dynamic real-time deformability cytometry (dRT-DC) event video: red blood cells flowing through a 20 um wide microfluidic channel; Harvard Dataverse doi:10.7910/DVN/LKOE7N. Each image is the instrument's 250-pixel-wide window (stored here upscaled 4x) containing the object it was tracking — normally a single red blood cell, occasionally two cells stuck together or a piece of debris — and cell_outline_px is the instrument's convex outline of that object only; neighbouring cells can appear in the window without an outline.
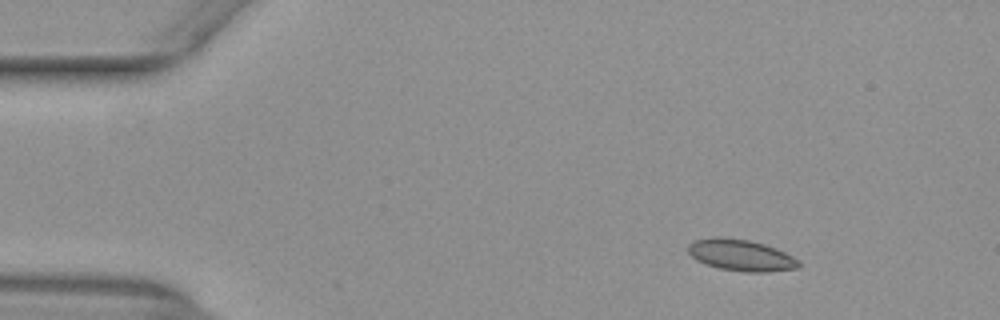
{"species": "common noctule bat (a hibernating species)", "species_latin": "Nyctalus noctula", "temperature_condition": "warm", "stored_images_in_passage": 47, "camera_frame_rate_fps": 3000, "um_per_image_px": 0.085, "animal": {"sex": "female", "body_mass_g": 29.2, "forearm_length_mm": 56.3}, "frame": {"image": 1, "passage_image": 1, "time_ms": 0.0, "image_size_px": [1000, 320], "cell_outline_px": [[800, 268], [768, 272], [744, 272], [720, 268], [704, 264], [696, 260], [688, 252], [688, 244], [692, 240], [712, 236], [728, 236], [748, 240], [764, 244], [776, 248], [800, 260]], "centroid_in_image_um": [62.96, 21.67], "position_along_channel_um": 22.0, "area_um2": 20.69}}
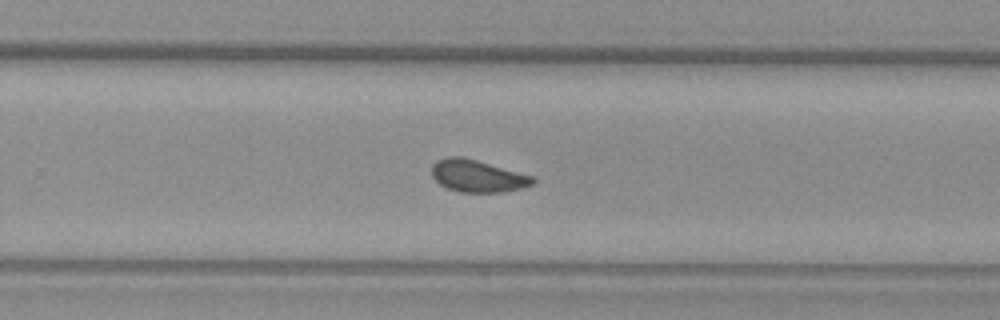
{"frame": {"image": 2, "passage_image": 28, "time_ms": 9.0, "image_size_px": [1000, 320], "cell_outline_px": [[536, 184], [524, 188], [504, 192], [460, 192], [444, 188], [432, 176], [432, 164], [436, 160], [448, 156], [460, 156], [476, 160], [536, 176]], "centroid_in_image_um": [40.64, 14.97], "position_along_channel_um": 289.2, "area_um2": 19.36}}
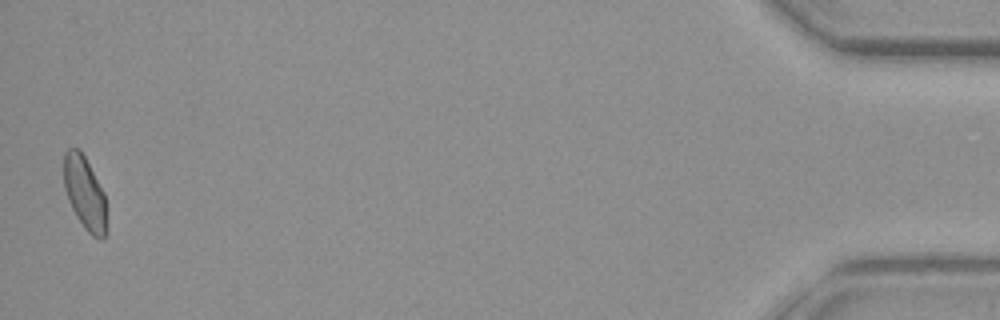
{"frame": {"image": 3, "passage_image": 46, "time_ms": 15.0, "image_size_px": [1000, 320], "cell_outline_px": [[108, 232], [104, 240], [100, 240], [92, 236], [84, 228], [76, 216], [68, 200], [64, 188], [64, 152], [68, 148], [80, 148], [104, 192]], "centroid_in_image_um": [7.23, 16.46], "position_along_channel_um": 428.0, "area_um2": 18.61}, "authors_computed_cell_mechanics": {"area_um2": 19.2474, "velocity_mm_per_s": 3.9316, "shape_relaxation_time_tau1_ms": 10.9932, "shape_relaxation_time_tau2_ms": 0.9021, "deformation_change_tau1": 0.1459, "deformation_change_tau2": 0.0482}}